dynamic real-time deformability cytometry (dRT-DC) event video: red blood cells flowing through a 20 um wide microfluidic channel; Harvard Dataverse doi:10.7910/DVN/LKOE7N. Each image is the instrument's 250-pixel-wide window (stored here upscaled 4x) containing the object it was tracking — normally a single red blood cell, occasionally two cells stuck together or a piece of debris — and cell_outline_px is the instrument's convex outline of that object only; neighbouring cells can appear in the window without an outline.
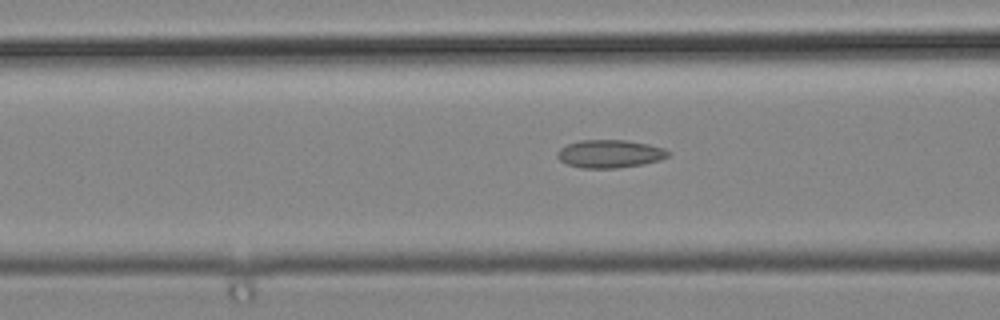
{"species": "common noctule bat (a hibernating species)", "species_latin": "Nyctalus noctula", "temperature_condition": "cold", "stored_images_in_passage": 18, "camera_frame_rate_fps": 3000, "um_per_image_px": 0.085, "animal": {"sex": "male", "body_mass_g": 19.2, "forearm_length_mm": 51.8}, "frame": {"image": 1, "passage_image": 13, "time_ms": 4.0, "image_size_px": [1000, 320], "cell_outline_px": [[672, 152], [668, 156], [660, 160], [644, 164], [616, 168], [580, 168], [568, 164], [560, 160], [556, 156], [556, 152], [560, 148], [568, 144], [580, 140], [624, 140], [648, 144], [664, 148]], "centroid_in_image_um": [51.84, 13.07], "position_along_channel_um": 114.8, "area_um2": 18.15}}
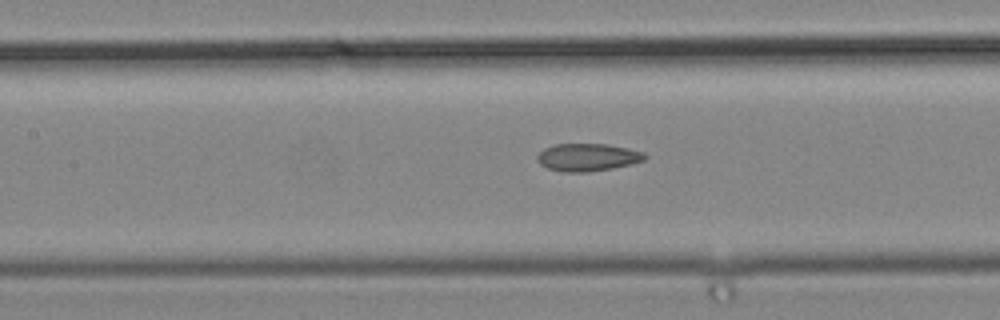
{"frame": {"image": 2, "passage_image": 16, "time_ms": 5.0, "image_size_px": [1000, 320], "cell_outline_px": [[648, 156], [644, 160], [632, 164], [612, 168], [588, 172], [564, 172], [548, 168], [540, 164], [536, 160], [536, 156], [544, 148], [556, 144], [608, 144], [628, 148], [644, 152]], "centroid_in_image_um": [49.95, 13.37], "position_along_channel_um": 157.4, "area_um2": 17.4}}